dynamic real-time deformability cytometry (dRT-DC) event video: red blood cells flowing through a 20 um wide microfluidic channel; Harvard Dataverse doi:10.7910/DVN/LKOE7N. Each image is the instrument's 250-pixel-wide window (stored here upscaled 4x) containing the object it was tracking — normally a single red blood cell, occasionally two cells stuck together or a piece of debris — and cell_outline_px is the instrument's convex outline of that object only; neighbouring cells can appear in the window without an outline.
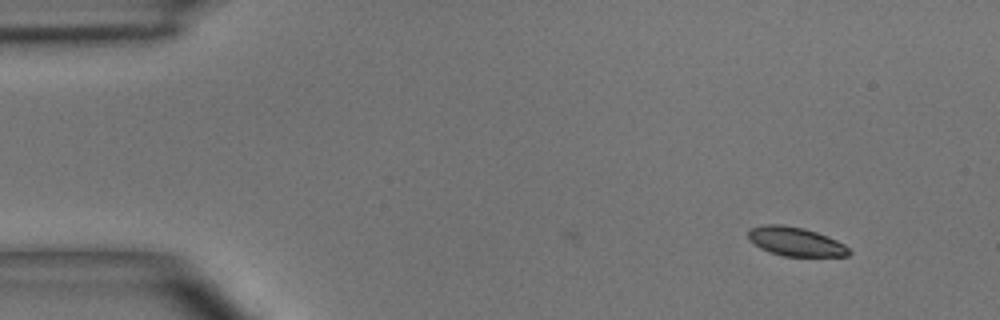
{"species": "common noctule bat (a hibernating species)", "species_latin": "Nyctalus noctula", "temperature_condition": "room temperature", "stored_images_in_passage": 3, "camera_frame_rate_fps": 3000, "um_per_image_px": 0.085, "animal": {"sex": "male", "body_mass_g": 15.6}, "frame": {"image": 1, "passage_image": 1, "time_ms": 0.0, "image_size_px": [1000, 320], "cell_outline_px": [[852, 252], [848, 256], [784, 256], [760, 248], [748, 240], [748, 232], [752, 228], [764, 224], [780, 224], [804, 228], [828, 236], [844, 244]], "centroid_in_image_um": [67.63, 20.53], "position_along_channel_um": 17.4, "area_um2": 16.94}}